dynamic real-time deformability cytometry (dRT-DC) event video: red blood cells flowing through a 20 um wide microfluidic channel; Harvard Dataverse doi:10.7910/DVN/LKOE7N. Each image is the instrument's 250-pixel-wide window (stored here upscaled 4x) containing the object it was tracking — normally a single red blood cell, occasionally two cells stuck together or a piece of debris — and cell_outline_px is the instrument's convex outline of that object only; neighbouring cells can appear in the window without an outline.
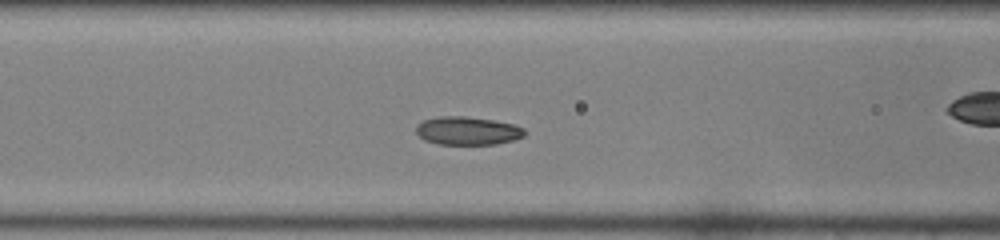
{"species": "common noctule bat (a hibernating species)", "species_latin": "Nyctalus noctula", "temperature_condition": "room temperature", "stored_images_in_passage": 44, "camera_frame_rate_fps": 3000, "um_per_image_px": 0.085, "animal": {"sex": "female", "body_mass_g": 22.0, "forearm_length_mm": 56.7}, "frame": {"image": 1, "passage_image": 15, "time_ms": 4.667, "image_size_px": [1000, 240], "cell_outline_px": [[524, 136], [512, 140], [496, 144], [436, 144], [424, 140], [416, 132], [416, 124], [424, 120], [440, 116], [464, 116], [492, 120], [512, 124], [524, 128]], "centroid_in_image_um": [39.7, 11.12], "position_along_channel_um": 126.9, "area_um2": 17.74}}
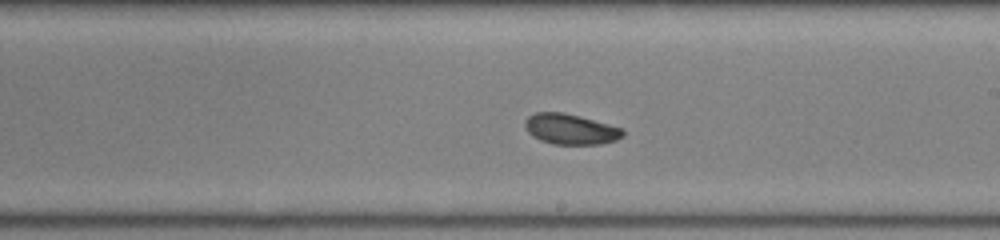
{"frame": {"image": 2, "passage_image": 23, "time_ms": 7.333, "image_size_px": [1000, 240], "cell_outline_px": [[624, 136], [616, 140], [600, 144], [552, 144], [540, 140], [532, 136], [528, 132], [524, 124], [524, 120], [528, 116], [536, 112], [564, 112], [580, 116], [624, 128]], "centroid_in_image_um": [48.5, 10.97], "position_along_channel_um": 240.5, "area_um2": 17.57}}
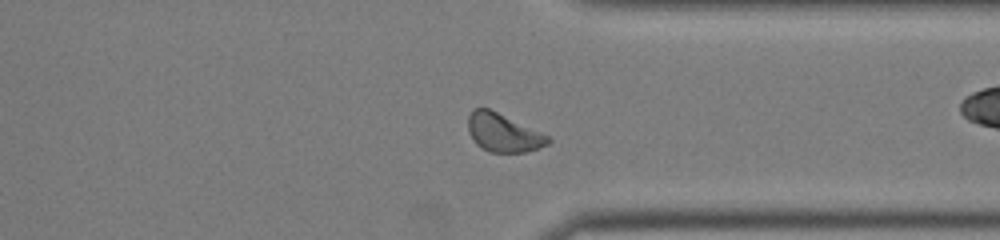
{"frame": {"image": 3, "passage_image": 32, "time_ms": 10.333, "image_size_px": [1000, 240], "cell_outline_px": [[552, 140], [548, 144], [524, 152], [488, 152], [476, 144], [468, 132], [468, 116], [472, 108], [488, 108], [548, 136]], "centroid_in_image_um": [42.72, 11.28], "position_along_channel_um": 368.7, "area_um2": 17.51}}